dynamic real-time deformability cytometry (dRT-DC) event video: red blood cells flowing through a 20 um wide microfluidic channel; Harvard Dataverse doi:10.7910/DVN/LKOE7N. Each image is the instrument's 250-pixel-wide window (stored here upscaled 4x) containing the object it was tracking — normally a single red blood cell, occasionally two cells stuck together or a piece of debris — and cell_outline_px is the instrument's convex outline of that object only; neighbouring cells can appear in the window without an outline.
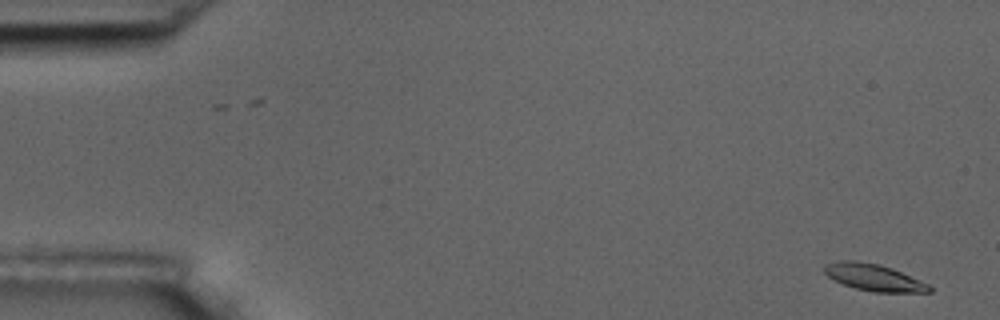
{"species": "common noctule bat (a hibernating species)", "species_latin": "Nyctalus noctula", "temperature_condition": "room temperature", "stored_images_in_passage": 15, "camera_frame_rate_fps": 3000, "um_per_image_px": 0.085, "animal": {"sex": "male", "body_mass_g": 17.5, "forearm_length_mm": 52.3}, "frame": {"image": 1, "passage_image": 1, "time_ms": 0.0, "image_size_px": [1000, 320], "cell_outline_px": [[932, 292], [872, 292], [856, 288], [844, 284], [828, 276], [824, 272], [824, 268], [828, 264], [840, 260], [856, 260], [876, 264], [892, 268], [928, 284], [932, 288]], "centroid_in_image_um": [74.29, 23.58], "position_along_channel_um": 10.7, "area_um2": 16.07}}
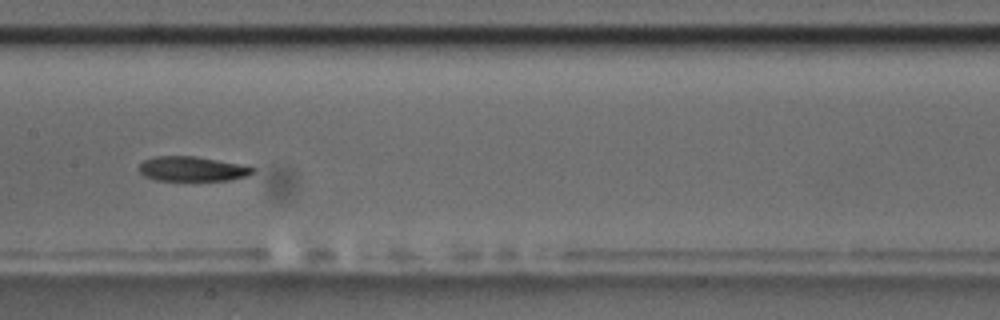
{"frame": {"image": 2, "passage_image": 8, "time_ms": 9.0, "image_size_px": [1000, 320], "cell_outline_px": [[256, 168], [248, 176], [232, 180], [156, 180], [144, 176], [136, 168], [144, 160], [152, 156], [196, 156]], "centroid_in_image_um": [16.27, 14.35], "position_along_channel_um": 191.1, "area_um2": 16.3}}
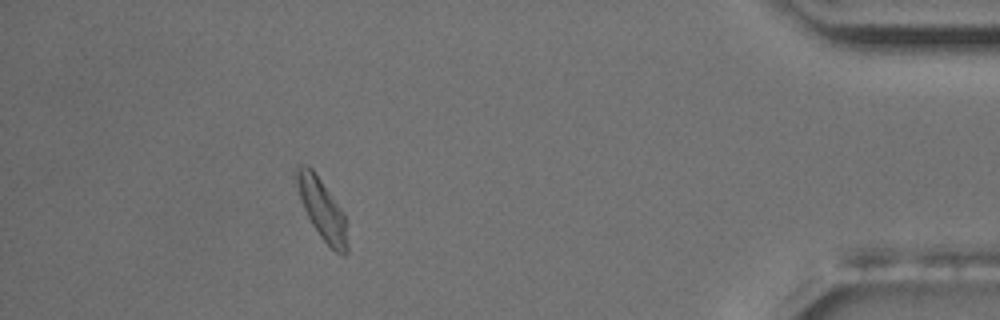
{"frame": {"image": 3, "passage_image": 14, "time_ms": 16.667, "image_size_px": [1000, 320], "cell_outline_px": [[348, 252], [344, 256], [336, 252], [320, 236], [312, 224], [300, 200], [296, 184], [296, 164], [304, 164], [312, 168], [344, 212], [348, 244]], "centroid_in_image_um": [27.38, 17.77], "position_along_channel_um": 407.8, "area_um2": 17.86}, "authors_computed_cell_mechanics": {"area_um2": 16.9932, "velocity_mm_per_s": 3.502, "shape_relaxation_time_tau1_ms": 2.7861, "shape_relaxation_time_tau2_ms": 5.0722, "deformation_change_tau1": 0.1384, "deformation_change_tau2": 0.1031}}